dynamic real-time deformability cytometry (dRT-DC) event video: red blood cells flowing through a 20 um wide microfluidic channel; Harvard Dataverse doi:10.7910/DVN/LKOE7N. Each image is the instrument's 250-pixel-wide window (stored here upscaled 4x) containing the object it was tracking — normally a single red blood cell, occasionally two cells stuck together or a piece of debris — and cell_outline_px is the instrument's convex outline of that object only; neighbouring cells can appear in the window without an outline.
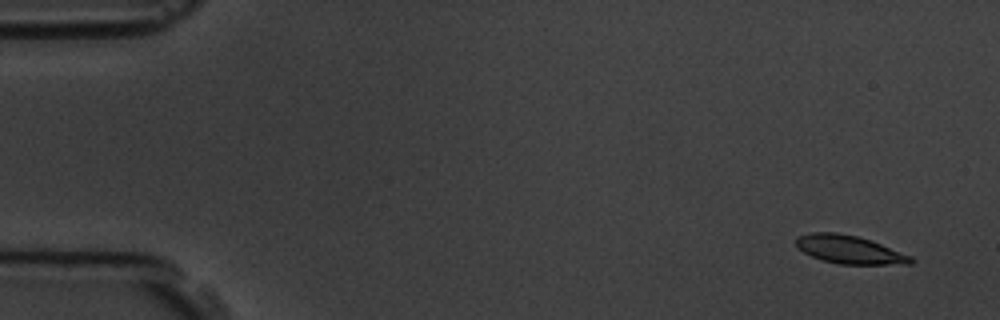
{"species": "common noctule bat (a hibernating species)", "species_latin": "Nyctalus noctula", "temperature_condition": "room temperature", "stored_images_in_passage": 4, "camera_frame_rate_fps": 3000, "um_per_image_px": 0.085, "animal": {"sex": "male", "body_mass_g": 19.5, "forearm_length_mm": 54.6}, "frame": {"image": 1, "passage_image": 1, "time_ms": 0.0, "image_size_px": [1000, 320], "cell_outline_px": [[916, 260], [912, 264], [840, 264], [824, 260], [812, 256], [796, 248], [796, 236], [812, 232], [836, 232], [856, 236], [872, 240], [912, 256]], "centroid_in_image_um": [72.22, 21.21], "position_along_channel_um": 12.8, "area_um2": 18.96}}
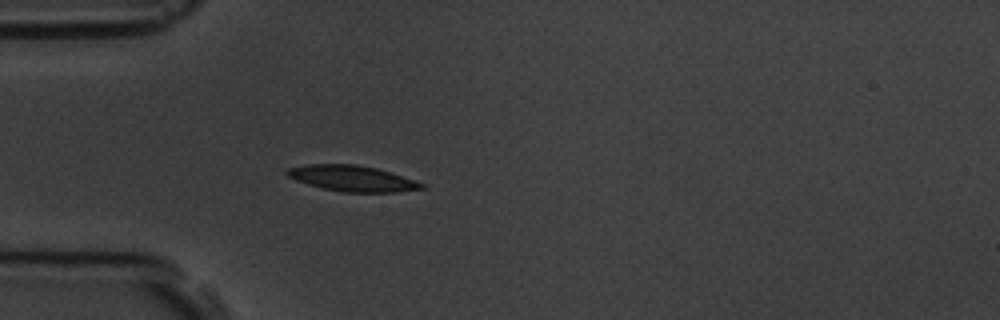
{"frame": {"image": 2, "passage_image": 4, "time_ms": 4.333, "image_size_px": [1000, 320], "cell_outline_px": [[428, 188], [396, 192], [340, 192], [308, 184], [296, 180], [288, 176], [284, 172], [288, 168], [304, 164], [356, 164], [376, 168], [392, 172], [428, 184]], "centroid_in_image_um": [30.01, 15.16], "position_along_channel_um": 55.0, "area_um2": 20.52}}